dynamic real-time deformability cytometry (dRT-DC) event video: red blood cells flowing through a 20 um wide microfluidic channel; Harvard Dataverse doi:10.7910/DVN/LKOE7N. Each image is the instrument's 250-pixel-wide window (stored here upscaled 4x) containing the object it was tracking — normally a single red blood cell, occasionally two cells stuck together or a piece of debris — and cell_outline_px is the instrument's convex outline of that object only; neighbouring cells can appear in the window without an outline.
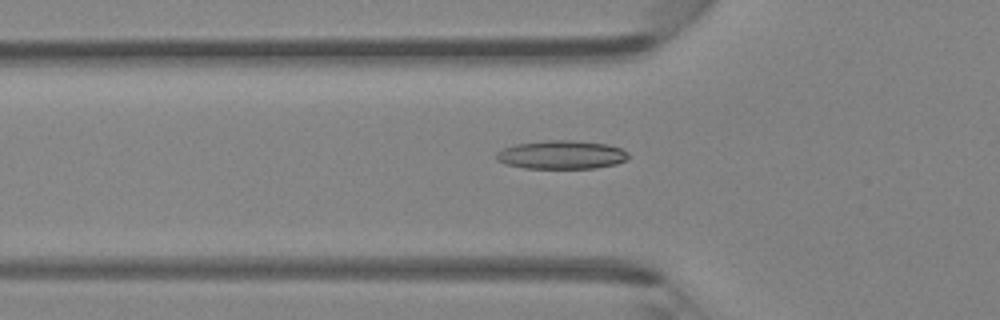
{"species": "Egyptian fruit bat (a non-hibernating species)", "species_latin": "Rousettus aegyptiacus", "temperature_condition": "room temperature", "stored_images_in_passage": 43, "camera_frame_rate_fps": 3000, "um_per_image_px": 0.085, "animal": {"sex": "female"}, "frame": {"image": 1, "passage_image": 13, "time_ms": 4.0, "image_size_px": [1000, 320], "cell_outline_px": [[628, 156], [624, 160], [616, 164], [596, 168], [524, 168], [504, 164], [496, 160], [496, 152], [504, 148], [516, 144], [548, 140], [568, 140], [608, 144], [620, 148], [628, 152]], "centroid_in_image_um": [47.7, 13.16], "position_along_channel_um": 78.1, "area_um2": 21.91}}
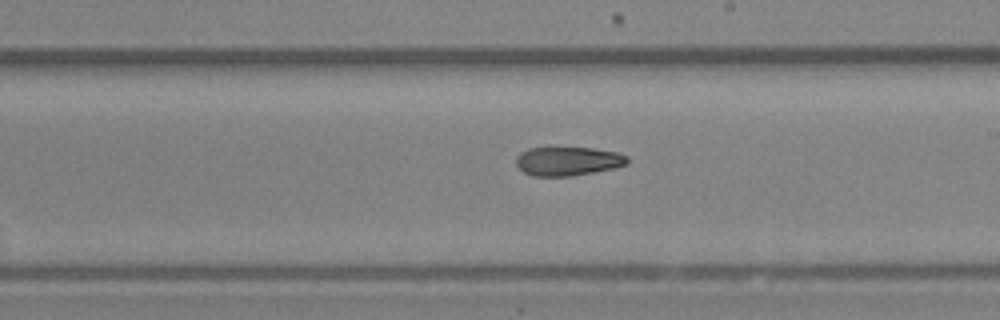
{"frame": {"image": 2, "passage_image": 24, "time_ms": 7.667, "image_size_px": [1000, 320], "cell_outline_px": [[628, 164], [612, 168], [572, 176], [532, 176], [524, 172], [516, 164], [516, 156], [520, 152], [528, 148], [592, 148], [616, 152], [628, 156]], "centroid_in_image_um": [48.25, 13.7], "position_along_channel_um": 240.8, "area_um2": 18.61}}
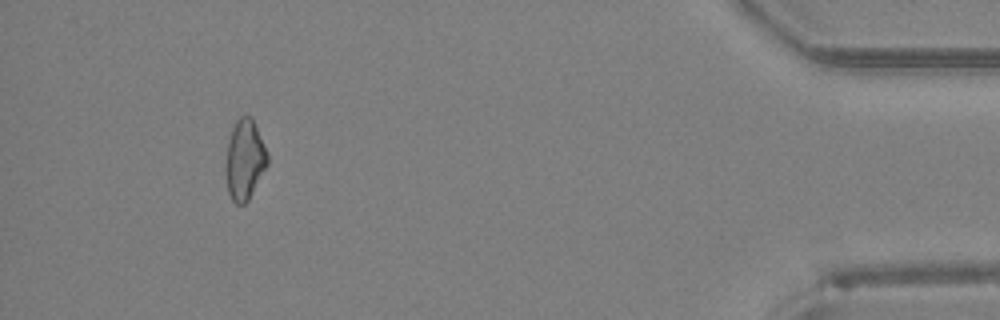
{"frame": {"image": 3, "passage_image": 40, "time_ms": 13.0, "image_size_px": [1000, 320], "cell_outline_px": [[268, 164], [248, 200], [244, 204], [236, 204], [232, 200], [228, 192], [224, 168], [228, 144], [232, 128], [236, 120], [240, 116], [248, 116], [252, 120], [268, 152]], "centroid_in_image_um": [20.78, 13.61], "position_along_channel_um": 414.4, "area_um2": 19.36}}